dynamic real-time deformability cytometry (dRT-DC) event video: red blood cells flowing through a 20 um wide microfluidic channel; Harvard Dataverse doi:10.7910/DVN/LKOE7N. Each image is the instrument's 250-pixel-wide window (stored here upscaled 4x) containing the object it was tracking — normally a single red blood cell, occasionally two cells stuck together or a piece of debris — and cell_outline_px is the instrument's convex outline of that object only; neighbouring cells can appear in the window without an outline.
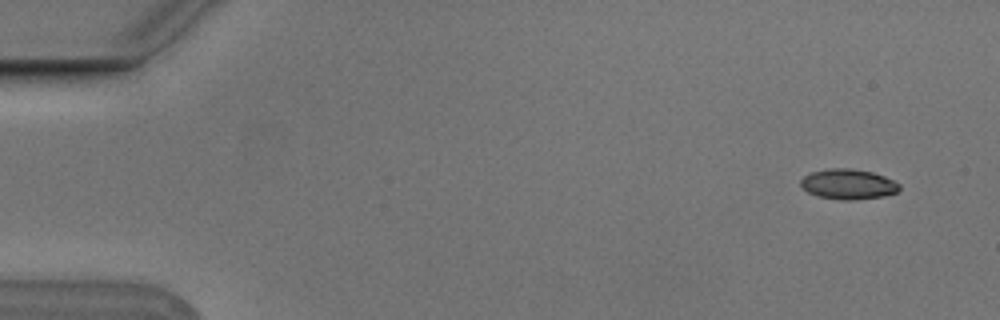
{"species": "Egyptian fruit bat (a non-hibernating species)", "species_latin": "Rousettus aegyptiacus", "temperature_condition": "cold", "stored_images_in_passage": 3, "camera_frame_rate_fps": 3000, "um_per_image_px": 0.085, "animal": {"sex": "male"}, "frame": {"image": 1, "passage_image": 1, "time_ms": 0.0, "image_size_px": [1000, 320], "cell_outline_px": [[900, 188], [896, 192], [884, 196], [852, 200], [844, 200], [820, 196], [808, 192], [800, 184], [800, 180], [808, 172], [828, 168], [852, 168], [872, 172], [884, 176], [900, 184]], "centroid_in_image_um": [72.08, 15.63], "position_along_channel_um": 12.9, "area_um2": 17.34}}